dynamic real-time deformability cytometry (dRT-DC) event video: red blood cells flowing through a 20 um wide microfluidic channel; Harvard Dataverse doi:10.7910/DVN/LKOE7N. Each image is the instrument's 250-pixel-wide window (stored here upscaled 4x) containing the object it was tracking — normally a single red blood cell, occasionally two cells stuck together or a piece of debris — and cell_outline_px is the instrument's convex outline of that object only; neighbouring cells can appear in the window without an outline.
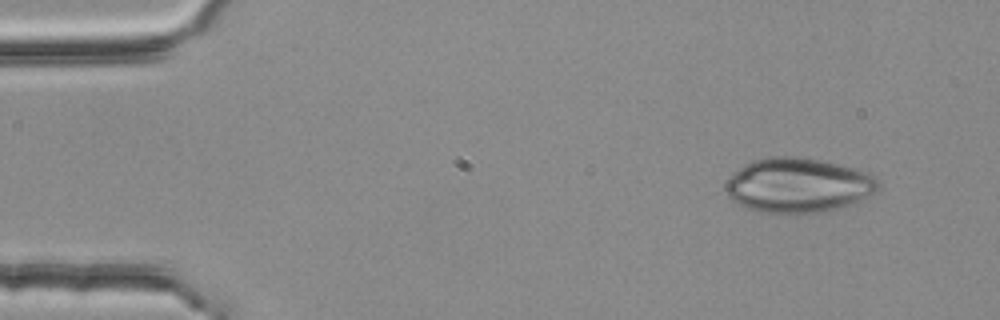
{"species": "common noctule bat (a hibernating species)", "species_latin": "Nyctalus noctula", "temperature_condition": "room temperature", "stored_images_in_passage": 3, "camera_frame_rate_fps": 3000, "um_per_image_px": 0.085, "animal": {"sex": "female", "body_mass_g": 25.1}, "frame": {"image": 1, "passage_image": 1, "time_ms": 0.0, "image_size_px": [1000, 320], "cell_outline_px": [[880, 184], [872, 192], [856, 204], [844, 208], [824, 212], [788, 216], [760, 212], [748, 208], [732, 200], [724, 192], [724, 184], [744, 164], [752, 160], [768, 156], [792, 156], [816, 160], [836, 164], [852, 168], [864, 172], [872, 176]], "centroid_in_image_um": [67.79, 15.8], "position_along_channel_um": 17.2, "area_um2": 49.01}}